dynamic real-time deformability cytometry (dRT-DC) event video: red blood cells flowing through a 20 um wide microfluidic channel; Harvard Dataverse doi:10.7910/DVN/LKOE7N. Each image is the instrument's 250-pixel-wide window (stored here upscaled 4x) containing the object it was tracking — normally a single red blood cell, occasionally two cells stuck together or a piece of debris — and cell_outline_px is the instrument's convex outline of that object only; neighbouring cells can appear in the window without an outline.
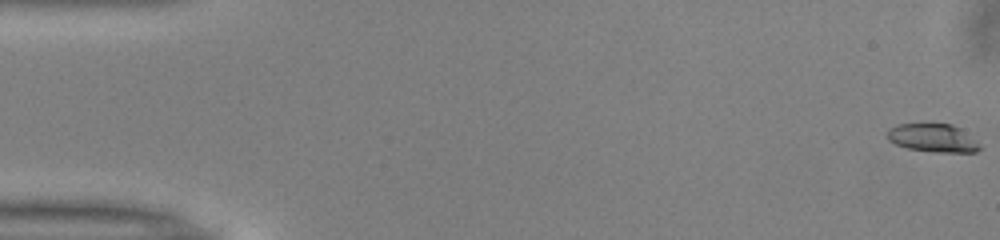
{"species": "common noctule bat (a hibernating species)", "species_latin": "Nyctalus noctula", "temperature_condition": "warm", "stored_images_in_passage": 52, "camera_frame_rate_fps": 3000, "um_per_image_px": 0.085, "animal": {"sex": "male", "body_mass_g": 13.0, "forearm_length_mm": 53.1}, "frame": {"image": 1, "passage_image": 1, "time_ms": 0.0, "image_size_px": [1000, 240], "cell_outline_px": [[984, 148], [976, 152], [936, 152], [908, 148], [896, 144], [888, 140], [888, 128], [896, 124], [952, 124], [960, 128], [980, 144]], "centroid_in_image_um": [79.32, 11.73], "position_along_channel_um": 5.7, "area_um2": 15.2}}
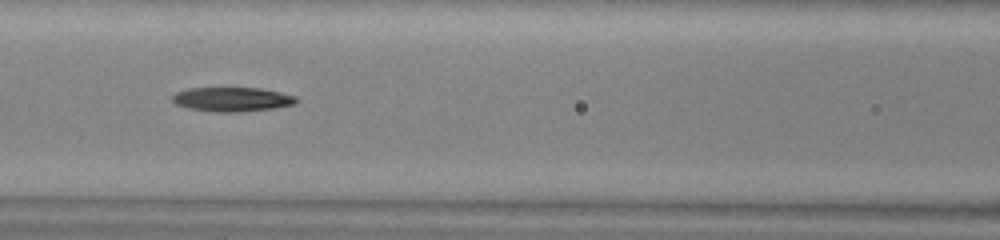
{"frame": {"image": 2, "passage_image": 23, "time_ms": 7.333, "image_size_px": [1000, 240], "cell_outline_px": [[296, 104], [276, 108], [236, 112], [212, 112], [188, 108], [176, 104], [172, 100], [172, 96], [176, 92], [188, 88], [260, 88], [280, 92], [296, 96]], "centroid_in_image_um": [19.72, 8.44], "position_along_channel_um": 146.9, "area_um2": 17.57}}
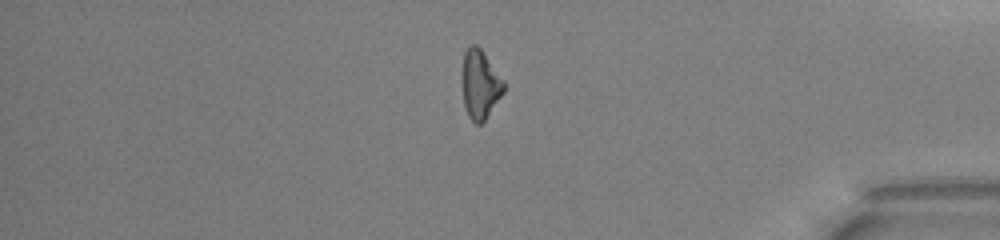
{"frame": {"image": 3, "passage_image": 44, "time_ms": 14.333, "image_size_px": [1000, 240], "cell_outline_px": [[504, 92], [484, 120], [480, 124], [476, 124], [468, 116], [464, 108], [460, 80], [460, 76], [464, 52], [472, 44], [476, 44], [480, 48], [504, 80]], "centroid_in_image_um": [40.76, 7.16], "position_along_channel_um": 394.4, "area_um2": 16.99}, "authors_computed_cell_mechanics": {"area_um2": 17.2822, "velocity_mm_per_s": 4.006, "shape_relaxation_time_tau1_ms": 7.3599, "shape_relaxation_time_tau2_ms": null, "deformation_change_tau1": 0.2029, "deformation_change_tau2": null}}